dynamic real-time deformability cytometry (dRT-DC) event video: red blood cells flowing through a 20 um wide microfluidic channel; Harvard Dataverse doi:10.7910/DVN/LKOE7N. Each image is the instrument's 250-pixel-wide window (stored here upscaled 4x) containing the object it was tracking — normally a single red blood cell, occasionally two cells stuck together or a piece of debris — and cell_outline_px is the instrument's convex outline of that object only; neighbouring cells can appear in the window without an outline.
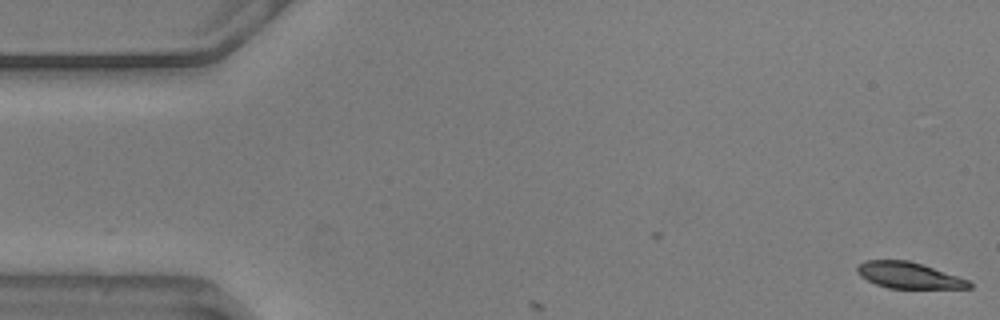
{"species": "common noctule bat (a hibernating species)", "species_latin": "Nyctalus noctula", "temperature_condition": "warm", "stored_images_in_passage": 4, "camera_frame_rate_fps": 3000, "um_per_image_px": 0.085, "animal": {"sex": "male", "body_mass_g": 20.5, "forearm_length_mm": 52.5}, "frame": {"image": 1, "passage_image": 4, "time_ms": 1.0, "image_size_px": [1000, 320], "cell_outline_px": [[972, 288], [888, 288], [876, 284], [860, 276], [856, 272], [856, 268], [864, 260], [908, 260], [968, 280], [972, 284]], "centroid_in_image_um": [77.19, 23.4], "position_along_channel_um": 7.8, "area_um2": 16.76}}